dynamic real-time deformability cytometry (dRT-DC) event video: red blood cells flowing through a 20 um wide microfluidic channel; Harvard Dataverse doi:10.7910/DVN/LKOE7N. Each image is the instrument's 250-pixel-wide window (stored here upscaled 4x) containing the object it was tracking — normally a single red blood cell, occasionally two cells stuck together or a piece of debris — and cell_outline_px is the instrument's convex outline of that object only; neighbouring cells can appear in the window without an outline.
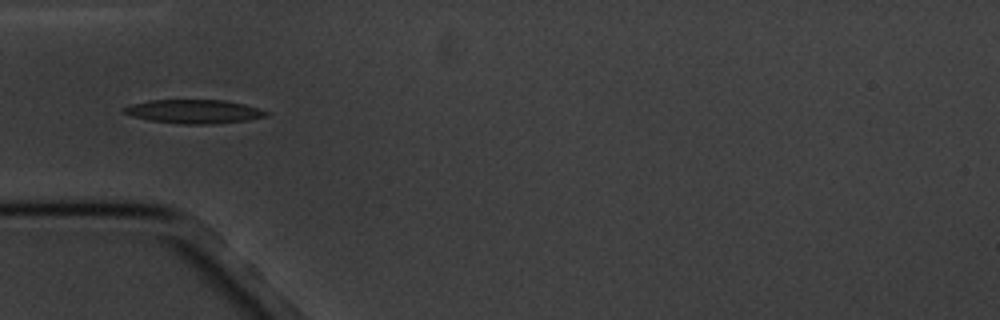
{"species": "common noctule bat (a hibernating species)", "species_latin": "Nyctalus noctula", "temperature_condition": "cold", "stored_images_in_passage": 8, "camera_frame_rate_fps": 3000, "um_per_image_px": 0.085, "animal": {"sex": "male", "body_mass_g": 20.1, "forearm_length_mm": 53.5}, "frame": {"image": 1, "passage_image": 6, "time_ms": 5.667, "image_size_px": [1000, 320], "cell_outline_px": [[268, 116], [248, 120], [212, 124], [180, 124], [148, 120], [132, 116], [120, 112], [120, 108], [128, 104], [148, 100], [224, 100], [244, 104], [268, 112]], "centroid_in_image_um": [16.39, 9.48], "position_along_channel_um": 68.6, "area_um2": 19.94}}
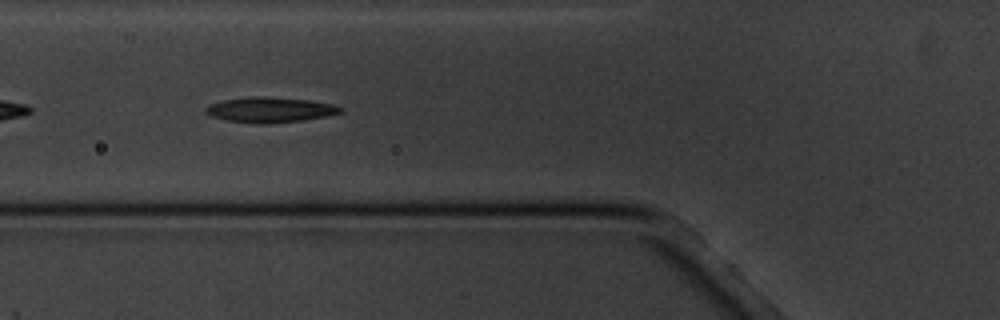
{"frame": {"image": 2, "passage_image": 7, "time_ms": 6.667, "image_size_px": [1000, 320], "cell_outline_px": [[344, 112], [328, 116], [304, 120], [256, 124], [224, 120], [212, 116], [204, 112], [204, 108], [212, 104], [224, 100], [252, 96], [260, 96], [312, 100], [332, 104], [344, 108]], "centroid_in_image_um": [22.99, 9.33], "position_along_channel_um": 102.8, "area_um2": 19.88}}
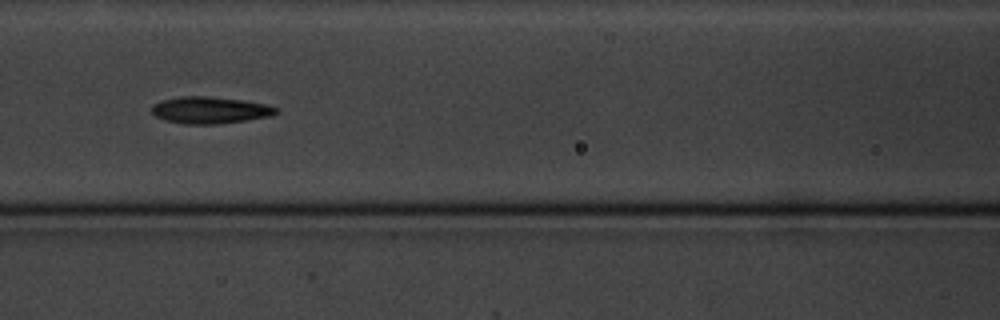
{"frame": {"image": 3, "passage_image": 8, "time_ms": 8.0, "image_size_px": [1000, 320], "cell_outline_px": [[280, 112], [272, 116], [216, 124], [180, 124], [164, 120], [156, 116], [152, 112], [152, 104], [160, 100], [180, 96], [208, 96], [244, 100], [268, 104], [280, 108]], "centroid_in_image_um": [17.87, 9.35], "position_along_channel_um": 148.7, "area_um2": 19.77}}